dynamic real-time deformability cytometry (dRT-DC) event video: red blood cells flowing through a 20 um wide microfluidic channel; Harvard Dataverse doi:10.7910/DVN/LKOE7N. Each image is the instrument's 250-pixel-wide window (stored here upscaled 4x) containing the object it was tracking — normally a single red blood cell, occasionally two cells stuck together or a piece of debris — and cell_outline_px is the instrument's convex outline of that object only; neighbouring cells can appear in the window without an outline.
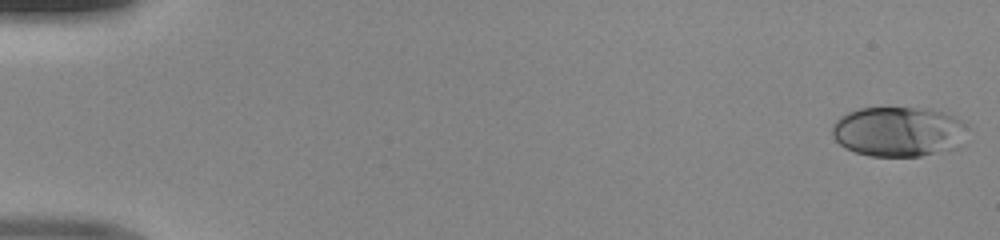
{"species": "human", "species_latin": "Homo sapiens", "temperature_condition": "room temperature", "stored_images_in_passage": 49, "camera_frame_rate_fps": 3000, "um_per_image_px": 0.085, "donor": {"sex": "male"}, "frame": {"image": 1, "passage_image": 1, "time_ms": 0.0, "image_size_px": [1000, 240], "cell_outline_px": [[968, 124], [956, 148], [920, 156], [868, 156], [844, 148], [832, 136], [832, 124], [840, 116], [848, 112], [860, 108], [912, 108], [944, 112]], "centroid_in_image_um": [76.3, 11.19], "position_along_channel_um": 8.7, "area_um2": 39.07}}
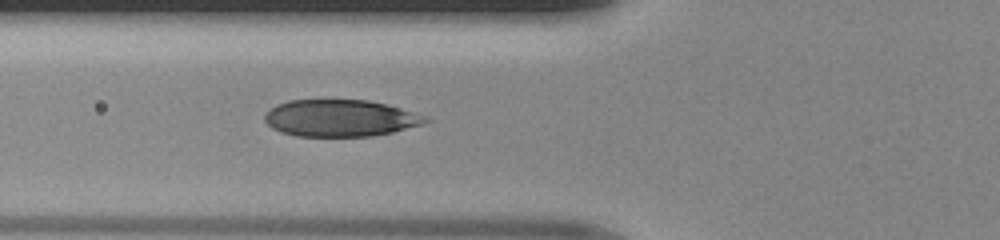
{"frame": {"image": 2, "passage_image": 19, "time_ms": 6.0, "image_size_px": [1000, 240], "cell_outline_px": [[432, 120], [424, 124], [392, 132], [372, 136], [296, 136], [280, 132], [272, 128], [264, 120], [264, 112], [276, 104], [288, 100], [368, 100], [384, 104], [428, 116]], "centroid_in_image_um": [28.9, 10.04], "position_along_channel_um": 96.9, "area_um2": 34.68}}
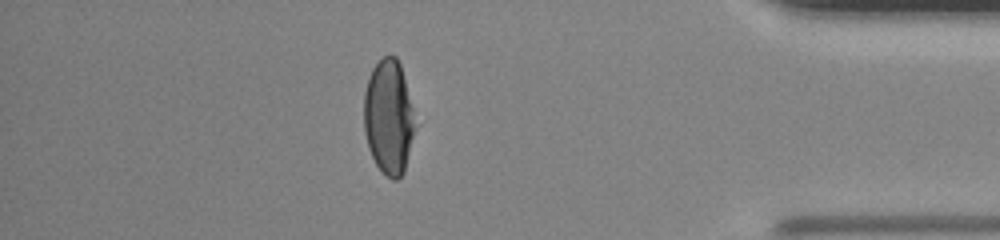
{"frame": {"image": 3, "passage_image": 43, "time_ms": 14.0, "image_size_px": [1000, 240], "cell_outline_px": [[420, 124], [404, 172], [396, 180], [392, 180], [376, 164], [368, 148], [364, 132], [364, 92], [368, 76], [372, 68], [384, 56], [396, 56], [400, 64]], "centroid_in_image_um": [33.11, 9.96], "position_along_channel_um": 402.1, "area_um2": 35.37}}